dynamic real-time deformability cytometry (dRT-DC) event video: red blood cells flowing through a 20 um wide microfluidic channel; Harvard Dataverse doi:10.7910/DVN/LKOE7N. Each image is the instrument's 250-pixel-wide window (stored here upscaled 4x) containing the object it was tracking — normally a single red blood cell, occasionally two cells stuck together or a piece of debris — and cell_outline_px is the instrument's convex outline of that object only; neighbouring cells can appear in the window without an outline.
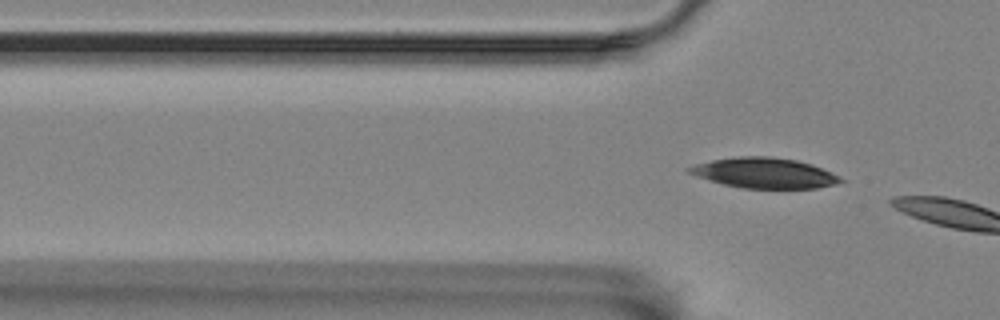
{"species": "Egyptian fruit bat (a non-hibernating species)", "species_latin": "Rousettus aegyptiacus", "temperature_condition": "room temperature", "stored_images_in_passage": 5, "segment_of_instrument_passage": [3, 3], "camera_frame_rate_fps": 3000, "um_per_image_px": 0.085, "animal": {"sex": "female"}, "frame": {"image": 1, "passage_image": 5, "time_ms": 5.667, "image_size_px": [1000, 320], "cell_outline_px": [[844, 180], [836, 184], [816, 188], [744, 188], [724, 184], [696, 176], [688, 172], [684, 168], [696, 164], [712, 160], [740, 156], [768, 156], [796, 160], [812, 164], [840, 176]], "centroid_in_image_um": [64.97, 14.7], "position_along_channel_um": 60.8, "area_um2": 26.59}}